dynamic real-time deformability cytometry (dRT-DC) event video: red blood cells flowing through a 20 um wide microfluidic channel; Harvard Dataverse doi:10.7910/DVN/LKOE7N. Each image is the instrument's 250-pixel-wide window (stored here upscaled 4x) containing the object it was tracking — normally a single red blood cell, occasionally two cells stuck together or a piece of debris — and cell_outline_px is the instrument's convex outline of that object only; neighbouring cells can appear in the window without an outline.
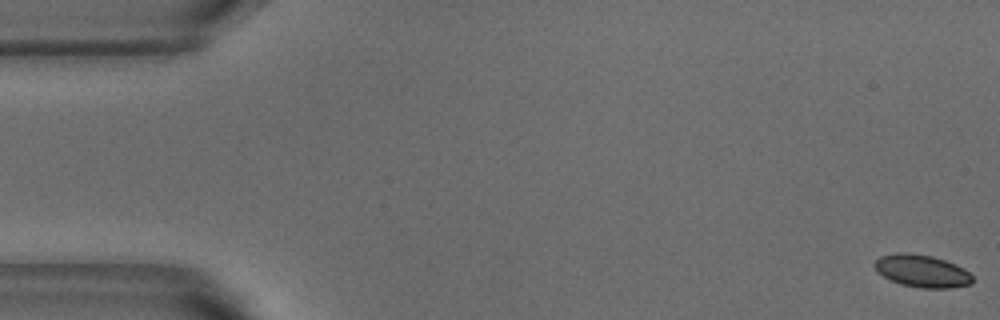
{"species": "common noctule bat (a hibernating species)", "species_latin": "Nyctalus noctula", "temperature_condition": "warm", "stored_images_in_passage": 10, "camera_frame_rate_fps": 3000, "um_per_image_px": 0.085, "animal": {"sex": "male", "body_mass_g": 18.8}, "frame": {"image": 1, "passage_image": 1, "time_ms": 0.0, "image_size_px": [1000, 320], "cell_outline_px": [[972, 284], [948, 288], [920, 288], [900, 284], [876, 272], [872, 264], [880, 256], [896, 252], [908, 252], [932, 256], [956, 264], [964, 268], [972, 276]], "centroid_in_image_um": [78.34, 23.02], "position_along_channel_um": 6.7, "area_um2": 18.67}}